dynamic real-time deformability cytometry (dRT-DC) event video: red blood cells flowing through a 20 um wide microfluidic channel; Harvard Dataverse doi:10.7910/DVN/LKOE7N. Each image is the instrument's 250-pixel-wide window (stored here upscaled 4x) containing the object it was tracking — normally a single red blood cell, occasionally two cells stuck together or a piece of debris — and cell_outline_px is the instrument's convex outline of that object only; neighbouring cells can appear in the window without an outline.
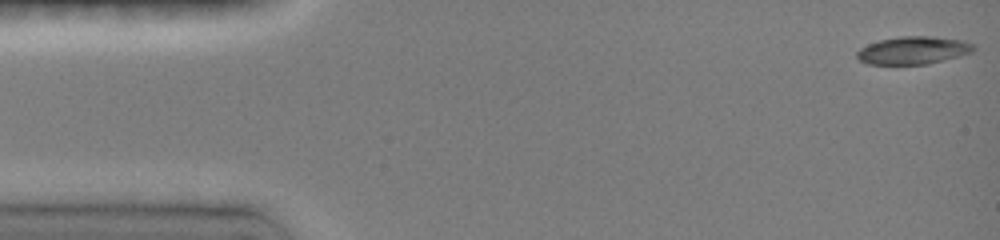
{"species": "common noctule bat (a hibernating species)", "species_latin": "Nyctalus noctula", "temperature_condition": "room temperature", "stored_images_in_passage": 47, "camera_frame_rate_fps": 3000, "um_per_image_px": 0.085, "animal": {"sex": "female", "body_mass_g": 19.0, "forearm_length_mm": 51.5}, "frame": {"image": 1, "passage_image": 1, "time_ms": 0.0, "image_size_px": [1000, 240], "cell_outline_px": [[976, 48], [972, 52], [960, 56], [928, 64], [868, 64], [860, 60], [856, 56], [856, 52], [860, 48], [868, 44], [880, 40], [900, 36], [932, 36], [960, 40], [972, 44]], "centroid_in_image_um": [77.61, 4.28], "position_along_channel_um": 7.4, "area_um2": 18.79}}
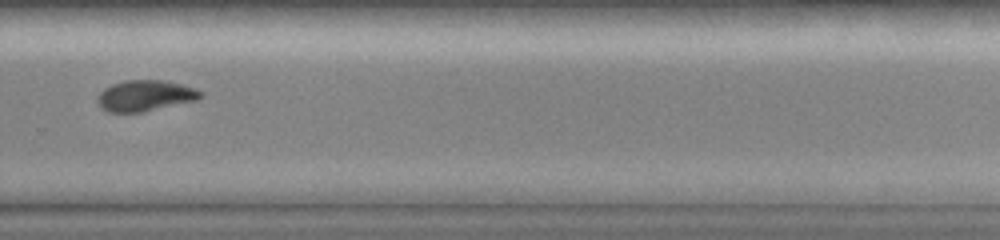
{"frame": {"image": 2, "passage_image": 33, "time_ms": 10.667, "image_size_px": [1000, 240], "cell_outline_px": [[204, 96], [196, 100], [140, 112], [108, 112], [100, 108], [96, 100], [100, 92], [104, 88], [112, 84], [124, 80], [164, 80], [180, 84], [204, 92]], "centroid_in_image_um": [12.3, 8.13], "position_along_channel_um": 317.5, "area_um2": 18.5}}
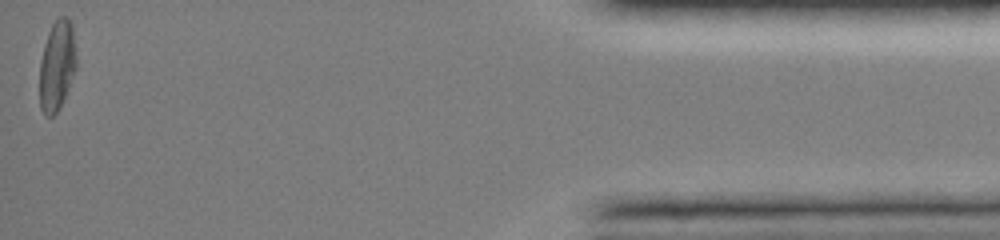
{"frame": {"image": 3, "passage_image": 47, "time_ms": 15.333, "image_size_px": [1000, 240], "cell_outline_px": [[76, 68], [60, 108], [52, 116], [44, 116], [40, 108], [40, 60], [44, 44], [48, 32], [52, 24], [60, 16], [64, 16], [72, 24], [76, 56]], "centroid_in_image_um": [4.83, 5.59], "position_along_channel_um": 430.4, "area_um2": 19.25}, "authors_computed_cell_mechanics": {"area_um2": 18.785, "velocity_mm_per_s": 4.035, "shape_relaxation_time_tau1_ms": 2.7299, "shape_relaxation_time_tau2_ms": 7.6761, "deformation_change_tau1": 0.142, "deformation_change_tau2": 0.1175}}